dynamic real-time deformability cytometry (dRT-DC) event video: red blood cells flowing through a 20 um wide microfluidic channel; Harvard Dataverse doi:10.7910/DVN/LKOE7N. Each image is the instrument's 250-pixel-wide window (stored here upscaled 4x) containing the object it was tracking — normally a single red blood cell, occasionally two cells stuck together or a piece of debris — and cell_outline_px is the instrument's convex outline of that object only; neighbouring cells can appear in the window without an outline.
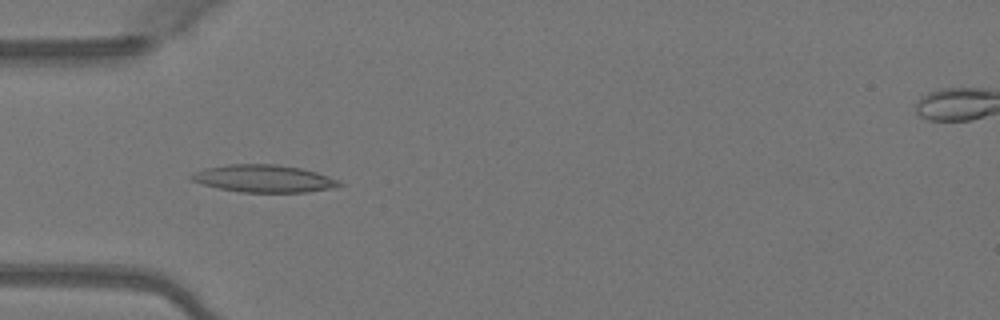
{"species": "Egyptian fruit bat (a non-hibernating species)", "species_latin": "Rousettus aegyptiacus", "temperature_condition": "warm", "stored_images_in_passage": 49, "camera_frame_rate_fps": 3000, "um_per_image_px": 0.085, "animal": {"sex": "female"}, "frame": {"image": 1, "passage_image": 15, "time_ms": 4.667, "image_size_px": [1000, 320], "cell_outline_px": [[344, 184], [336, 188], [308, 192], [240, 192], [220, 188], [204, 184], [192, 180], [188, 176], [192, 172], [204, 168], [228, 164], [276, 164], [300, 168], [316, 172], [340, 180]], "centroid_in_image_um": [22.45, 15.18], "position_along_channel_um": 62.5, "area_um2": 23.76}}
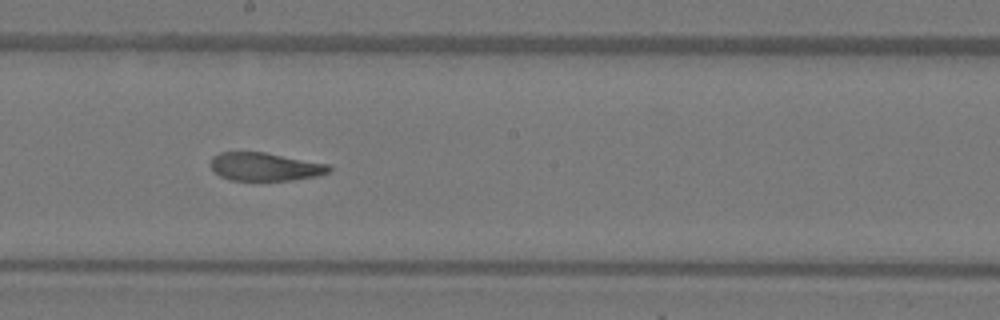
{"frame": {"image": 2, "passage_image": 27, "time_ms": 8.667, "image_size_px": [1000, 320], "cell_outline_px": [[332, 168], [328, 172], [316, 176], [292, 180], [228, 180], [220, 176], [212, 168], [212, 156], [220, 152], [264, 152], [328, 164]], "centroid_in_image_um": [22.52, 14.17], "position_along_channel_um": 225.7, "area_um2": 19.25}}
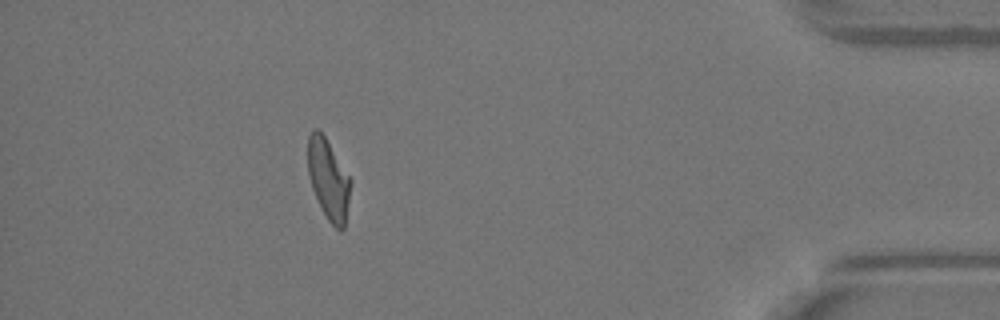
{"frame": {"image": 3, "passage_image": 44, "time_ms": 14.333, "image_size_px": [1000, 320], "cell_outline_px": [[352, 184], [344, 228], [340, 232], [328, 220], [312, 188], [308, 172], [308, 136], [312, 128], [316, 128], [324, 136], [352, 180]], "centroid_in_image_um": [27.93, 15.24], "position_along_channel_um": 407.3, "area_um2": 19.83}, "authors_computed_cell_mechanics": {"area_um2": 21.386, "velocity_mm_per_s": 4.1022, "shape_relaxation_time_tau1_ms": 10.7077, "shape_relaxation_time_tau2_ms": 2.3684, "deformation_change_tau1": 0.3318, "deformation_change_tau2": 0.1126}}